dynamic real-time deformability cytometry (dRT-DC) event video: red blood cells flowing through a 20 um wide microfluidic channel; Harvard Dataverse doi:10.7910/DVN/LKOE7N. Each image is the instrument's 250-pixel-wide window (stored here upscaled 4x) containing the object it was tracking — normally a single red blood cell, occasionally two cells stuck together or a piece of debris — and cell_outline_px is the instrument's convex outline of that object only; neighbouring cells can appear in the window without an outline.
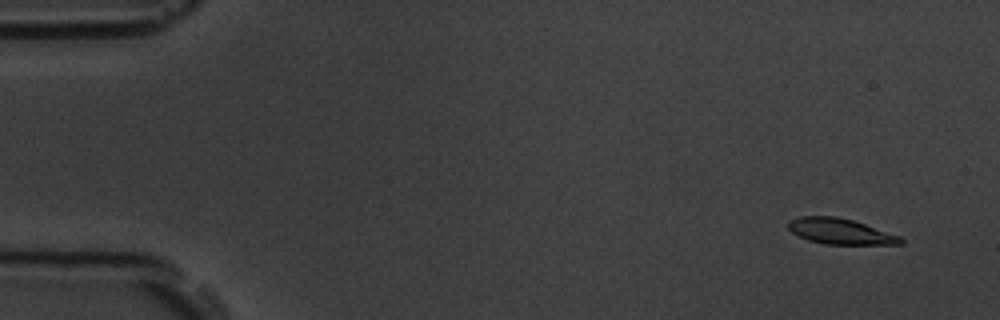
{"species": "common noctule bat (a hibernating species)", "species_latin": "Nyctalus noctula", "temperature_condition": "room temperature", "stored_images_in_passage": 6, "camera_frame_rate_fps": 3000, "um_per_image_px": 0.085, "animal": {"sex": "male", "body_mass_g": 19.5, "forearm_length_mm": 54.6}, "frame": {"image": 1, "passage_image": 1, "time_ms": 0.0, "image_size_px": [1000, 320], "cell_outline_px": [[904, 244], [824, 244], [808, 240], [792, 232], [788, 228], [788, 220], [800, 216], [836, 216], [852, 220], [900, 236], [904, 240]], "centroid_in_image_um": [71.4, 19.66], "position_along_channel_um": 13.6, "area_um2": 16.7}}
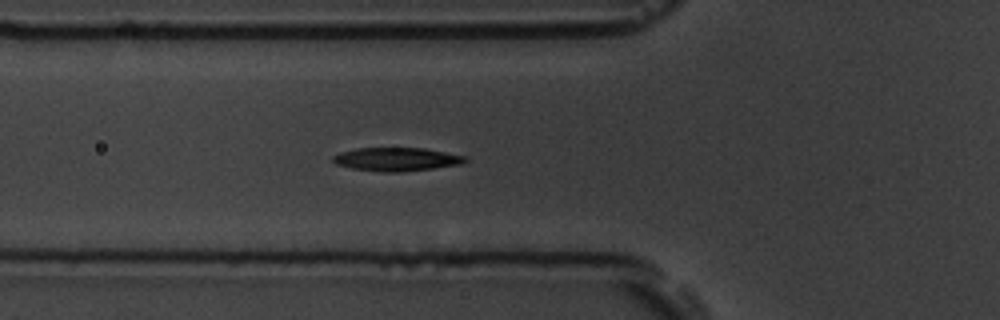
{"frame": {"image": 2, "passage_image": 6, "time_ms": 5.667, "image_size_px": [1000, 320], "cell_outline_px": [[468, 160], [460, 164], [432, 168], [400, 172], [380, 172], [352, 168], [336, 164], [332, 160], [332, 156], [340, 152], [356, 148], [424, 148], [464, 156]], "centroid_in_image_um": [33.65, 13.53], "position_along_channel_um": 92.1, "area_um2": 17.92}}